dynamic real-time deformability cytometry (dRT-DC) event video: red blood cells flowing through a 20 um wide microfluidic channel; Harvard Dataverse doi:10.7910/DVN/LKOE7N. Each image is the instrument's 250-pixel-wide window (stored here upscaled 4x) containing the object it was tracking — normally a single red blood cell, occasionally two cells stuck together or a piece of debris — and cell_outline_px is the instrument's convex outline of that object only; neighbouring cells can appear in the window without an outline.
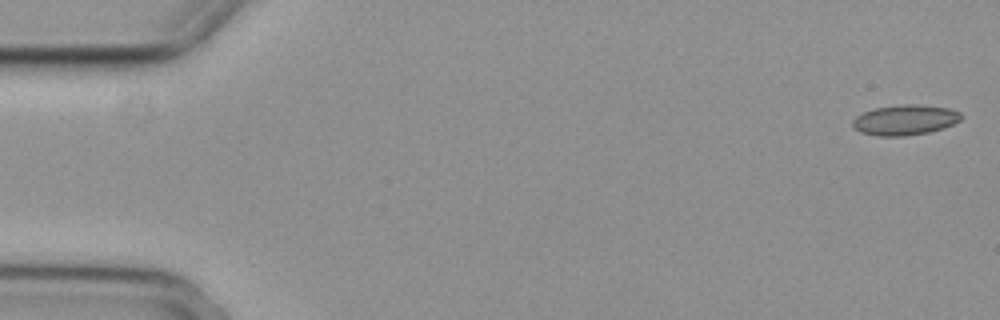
{"species": "common noctule bat (a hibernating species)", "species_latin": "Nyctalus noctula", "temperature_condition": "cold", "stored_images_in_passage": 4, "camera_frame_rate_fps": 3000, "um_per_image_px": 0.085, "animal": {"sex": "female", "body_mass_g": 29.2, "forearm_length_mm": 56.3}, "frame": {"image": 1, "passage_image": 1, "time_ms": 0.0, "image_size_px": [1000, 320], "cell_outline_px": [[964, 116], [960, 120], [952, 124], [928, 132], [904, 136], [880, 136], [860, 132], [852, 124], [852, 120], [856, 116], [864, 112], [876, 108], [904, 104], [916, 104], [948, 108], [960, 112]], "centroid_in_image_um": [76.93, 10.19], "position_along_channel_um": 8.1, "area_um2": 18.9}}